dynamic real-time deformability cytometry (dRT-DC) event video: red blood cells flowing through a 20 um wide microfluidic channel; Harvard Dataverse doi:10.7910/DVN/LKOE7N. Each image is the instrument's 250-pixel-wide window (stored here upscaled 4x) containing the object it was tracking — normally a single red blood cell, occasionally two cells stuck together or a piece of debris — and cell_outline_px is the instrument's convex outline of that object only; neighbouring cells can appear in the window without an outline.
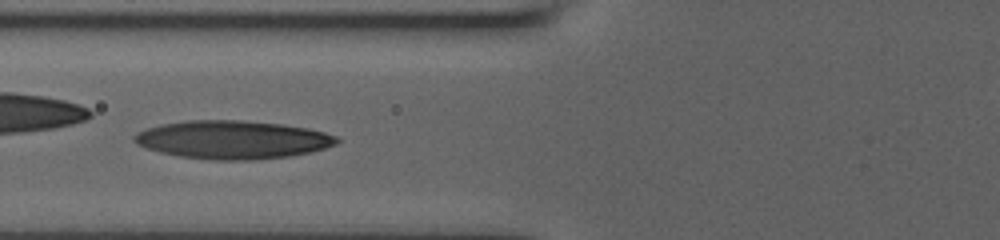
{"species": "human", "species_latin": "Homo sapiens", "temperature_condition": "room temperature", "stored_images_in_passage": 17, "camera_frame_rate_fps": 3000, "um_per_image_px": 0.085, "donor": {"sex": "male"}, "frame": {"image": 1, "passage_image": 16, "time_ms": 4.0, "image_size_px": [1000, 240], "cell_outline_px": [[340, 140], [336, 144], [312, 152], [288, 156], [252, 160], [216, 160], [180, 156], [160, 152], [136, 144], [132, 140], [132, 136], [136, 132], [160, 124], [188, 120], [240, 120], [280, 124], [308, 128], [324, 132], [336, 136]], "centroid_in_image_um": [19.75, 11.87], "position_along_channel_um": 106.1, "area_um2": 45.08}}